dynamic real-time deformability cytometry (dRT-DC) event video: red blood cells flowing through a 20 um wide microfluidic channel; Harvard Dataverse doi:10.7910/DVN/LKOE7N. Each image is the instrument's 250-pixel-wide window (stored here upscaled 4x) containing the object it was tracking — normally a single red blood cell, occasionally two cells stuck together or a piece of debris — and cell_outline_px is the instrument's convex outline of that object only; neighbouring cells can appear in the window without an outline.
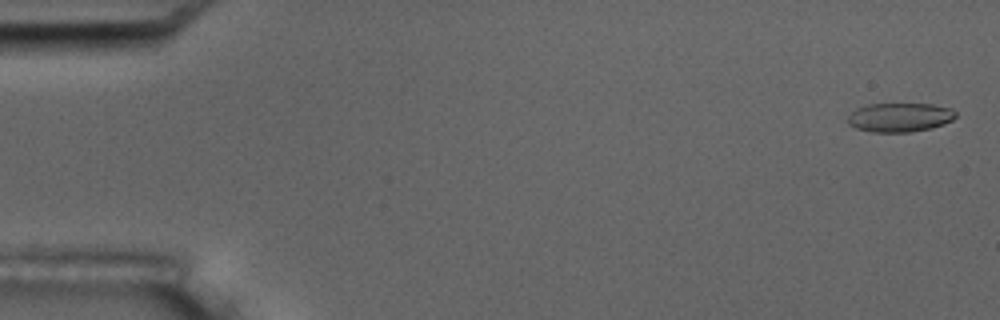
{"species": "common noctule bat (a hibernating species)", "species_latin": "Nyctalus noctula", "temperature_condition": "room temperature", "stored_images_in_passage": 15, "camera_frame_rate_fps": 3000, "um_per_image_px": 0.085, "animal": {"sex": "male", "body_mass_g": 17.5, "forearm_length_mm": 52.3}, "frame": {"image": 1, "passage_image": 1, "time_ms": 0.0, "image_size_px": [1000, 320], "cell_outline_px": [[956, 116], [952, 120], [944, 124], [932, 128], [912, 132], [872, 132], [856, 128], [848, 124], [848, 116], [856, 108], [868, 104], [932, 104], [952, 108], [956, 112]], "centroid_in_image_um": [76.5, 9.98], "position_along_channel_um": 8.5, "area_um2": 18.38}}
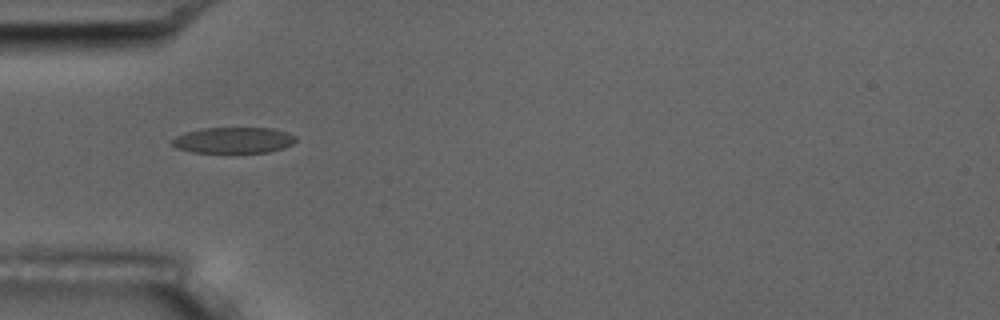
{"frame": {"image": 2, "passage_image": 5, "time_ms": 5.333, "image_size_px": [1000, 320], "cell_outline_px": [[296, 140], [292, 144], [284, 148], [268, 152], [192, 152], [176, 148], [172, 144], [172, 140], [176, 136], [184, 132], [200, 128], [272, 128], [288, 132], [296, 136]], "centroid_in_image_um": [19.85, 11.91], "position_along_channel_um": 65.2, "area_um2": 18.79}}
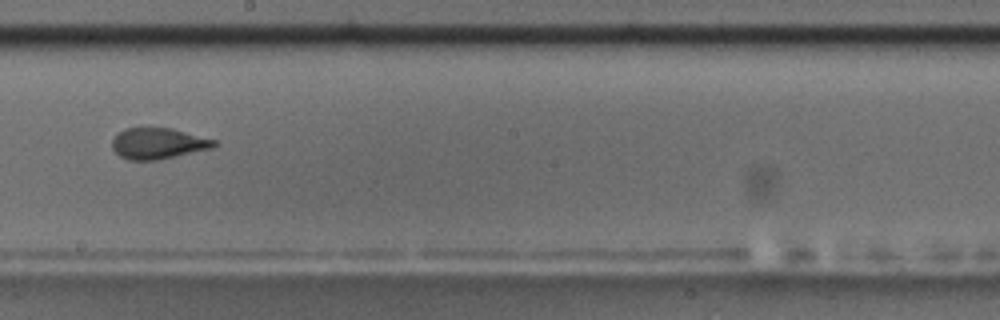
{"frame": {"image": 3, "passage_image": 9, "time_ms": 10.0, "image_size_px": [1000, 320], "cell_outline_px": [[216, 144], [212, 148], [156, 160], [128, 160], [120, 156], [112, 148], [112, 140], [124, 128], [172, 128], [216, 140]], "centroid_in_image_um": [13.42, 12.19], "position_along_channel_um": 234.8, "area_um2": 18.21}, "authors_computed_cell_mechanics": {"area_um2": 18.785, "velocity_mm_per_s": 3.6537, "shape_relaxation_time_tau1_ms": 5.9658, "shape_relaxation_time_tau2_ms": null, "deformation_change_tau1": 0.1579, "deformation_change_tau2": null}}